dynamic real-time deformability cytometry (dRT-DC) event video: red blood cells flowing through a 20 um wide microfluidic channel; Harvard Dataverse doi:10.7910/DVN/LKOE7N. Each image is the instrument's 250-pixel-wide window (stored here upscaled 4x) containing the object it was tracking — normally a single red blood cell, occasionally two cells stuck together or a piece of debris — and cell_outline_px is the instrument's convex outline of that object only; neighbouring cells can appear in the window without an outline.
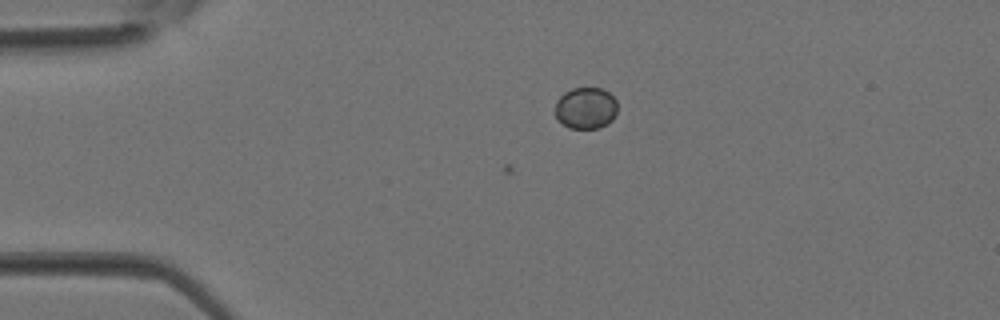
{"species": "Egyptian fruit bat (a non-hibernating species)", "species_latin": "Rousettus aegyptiacus", "temperature_condition": "room temperature", "stored_images_in_passage": 8, "camera_frame_rate_fps": 3000, "um_per_image_px": 0.085, "animal": {"sex": "female"}, "frame": {"image": 1, "passage_image": 8, "time_ms": 2.333, "image_size_px": [1000, 320], "cell_outline_px": [[616, 112], [612, 120], [608, 124], [600, 128], [568, 128], [556, 120], [556, 100], [564, 92], [572, 88], [600, 88], [608, 92], [616, 100]], "centroid_in_image_um": [49.77, 9.2], "position_along_channel_um": 35.2, "area_um2": 15.2}}